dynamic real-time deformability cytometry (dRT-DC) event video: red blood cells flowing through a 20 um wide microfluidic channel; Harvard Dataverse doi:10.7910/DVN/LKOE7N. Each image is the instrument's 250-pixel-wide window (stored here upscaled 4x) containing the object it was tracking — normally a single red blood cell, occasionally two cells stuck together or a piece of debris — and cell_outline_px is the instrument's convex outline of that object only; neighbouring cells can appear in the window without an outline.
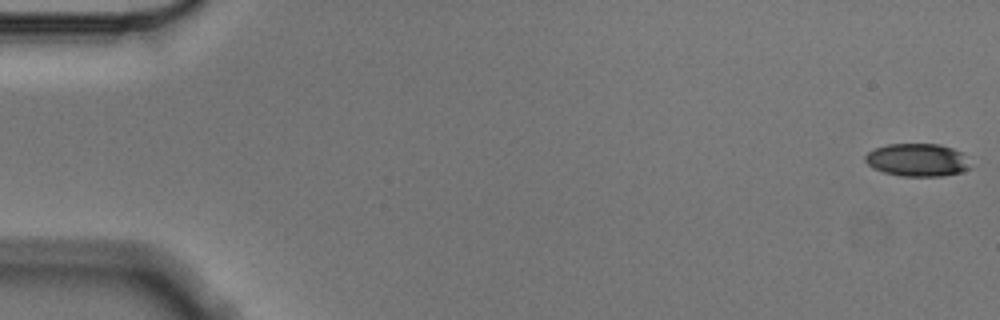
{"species": "Egyptian fruit bat (a non-hibernating species)", "species_latin": "Rousettus aegyptiacus", "temperature_condition": "cold", "stored_images_in_passage": 10, "camera_frame_rate_fps": 3000, "um_per_image_px": 0.085, "animal": {"sex": "male"}, "frame": {"image": 1, "passage_image": 1, "time_ms": 0.0, "image_size_px": [1000, 320], "cell_outline_px": [[972, 168], [960, 172], [944, 176], [900, 176], [884, 172], [872, 168], [864, 160], [864, 156], [868, 152], [876, 148], [888, 144], [940, 144], [952, 148], [960, 152]], "centroid_in_image_um": [77.95, 13.6], "position_along_channel_um": 7.1, "area_um2": 20.06}}